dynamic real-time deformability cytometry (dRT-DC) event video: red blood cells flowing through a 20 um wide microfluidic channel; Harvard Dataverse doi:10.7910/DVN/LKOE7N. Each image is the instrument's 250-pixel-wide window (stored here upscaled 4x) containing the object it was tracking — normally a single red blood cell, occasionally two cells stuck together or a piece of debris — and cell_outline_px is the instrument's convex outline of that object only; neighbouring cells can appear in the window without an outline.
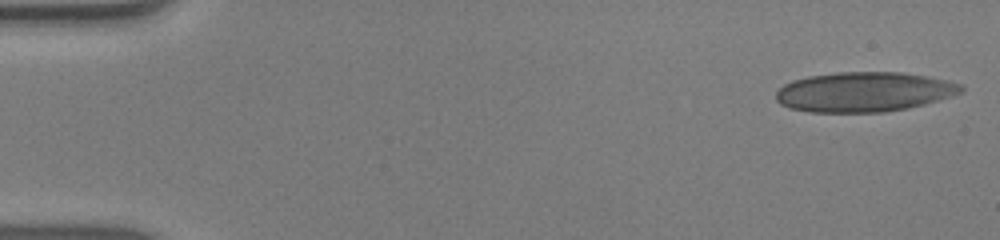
{"species": "human", "species_latin": "Homo sapiens", "temperature_condition": "warm", "stored_images_in_passage": 52, "camera_frame_rate_fps": 3000, "um_per_image_px": 0.085, "donor": {"sex": "male"}, "frame": {"image": 1, "passage_image": 1, "time_ms": 0.0, "image_size_px": [1000, 240], "cell_outline_px": [[964, 92], [952, 96], [924, 104], [908, 108], [884, 112], [808, 112], [792, 108], [780, 104], [776, 100], [776, 92], [784, 84], [792, 80], [808, 76], [840, 72], [900, 72], [948, 80], [964, 84]], "centroid_in_image_um": [73.47, 7.81], "position_along_channel_um": 11.5, "area_um2": 43.06}}
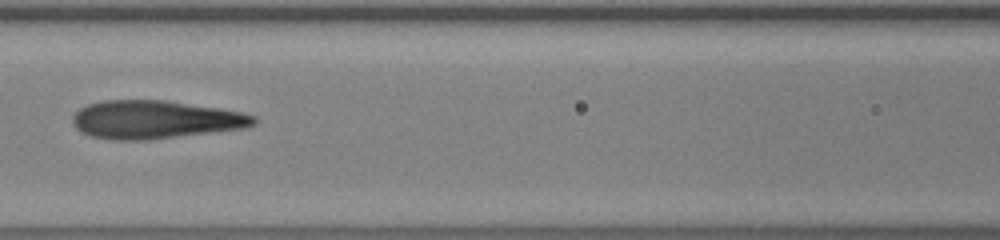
{"frame": {"image": 2, "passage_image": 23, "time_ms": 7.333, "image_size_px": [1000, 240], "cell_outline_px": [[256, 124], [248, 128], [148, 140], [116, 140], [92, 136], [80, 132], [72, 124], [72, 116], [80, 108], [88, 104], [104, 100], [164, 100], [220, 108], [244, 112], [256, 116]], "centroid_in_image_um": [13.22, 10.17], "position_along_channel_um": 153.4, "area_um2": 40.63}}
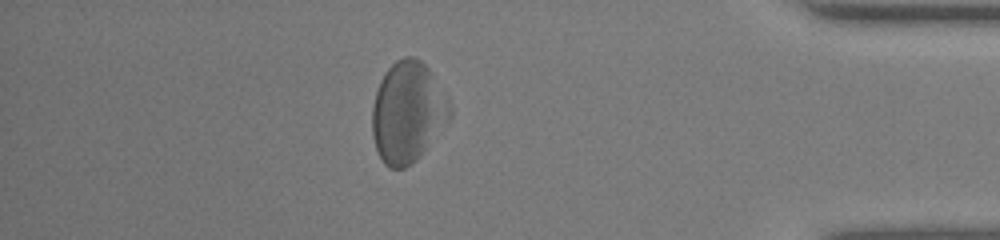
{"frame": {"image": 3, "passage_image": 45, "time_ms": 14.667, "image_size_px": [1000, 240], "cell_outline_px": [[452, 120], [420, 156], [412, 164], [404, 168], [388, 168], [384, 164], [376, 148], [372, 136], [372, 108], [376, 92], [380, 80], [384, 72], [396, 60], [404, 56], [416, 56], [428, 68], [448, 96], [452, 104]], "centroid_in_image_um": [34.69, 9.54], "position_along_channel_um": 400.5, "area_um2": 46.47}, "authors_computed_cell_mechanics": {"area_um2": 42.1073, "velocity_mm_per_s": 3.8715, "shape_relaxation_time_tau1_ms": 6.2005, "shape_relaxation_time_tau2_ms": 1.7831, "deformation_change_tau1": 0.2012, "deformation_change_tau2": 0.119}}